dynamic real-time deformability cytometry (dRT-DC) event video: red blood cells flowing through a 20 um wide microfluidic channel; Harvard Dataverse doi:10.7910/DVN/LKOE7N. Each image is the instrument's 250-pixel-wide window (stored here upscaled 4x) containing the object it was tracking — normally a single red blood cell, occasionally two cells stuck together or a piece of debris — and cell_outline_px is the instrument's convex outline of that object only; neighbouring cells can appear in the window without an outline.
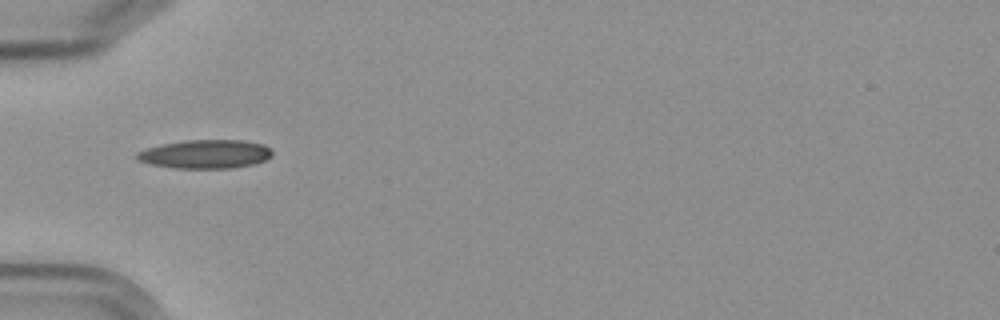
{"species": "Egyptian fruit bat (a non-hibernating species)", "species_latin": "Rousettus aegyptiacus", "temperature_condition": "cold", "stored_images_in_passage": 1, "camera_frame_rate_fps": 3000, "um_per_image_px": 0.085, "frame": {"image": 1, "passage_image": 1, "time_ms": 0.0, "image_size_px": [1000, 320], "cell_outline_px": [[272, 156], [256, 164], [232, 168], [172, 168], [148, 164], [136, 160], [136, 152], [148, 148], [164, 144], [184, 140], [240, 140], [264, 144], [272, 152]], "centroid_in_image_um": [17.44, 13.11], "position_along_channel_um": 67.6, "area_um2": 22.72}}